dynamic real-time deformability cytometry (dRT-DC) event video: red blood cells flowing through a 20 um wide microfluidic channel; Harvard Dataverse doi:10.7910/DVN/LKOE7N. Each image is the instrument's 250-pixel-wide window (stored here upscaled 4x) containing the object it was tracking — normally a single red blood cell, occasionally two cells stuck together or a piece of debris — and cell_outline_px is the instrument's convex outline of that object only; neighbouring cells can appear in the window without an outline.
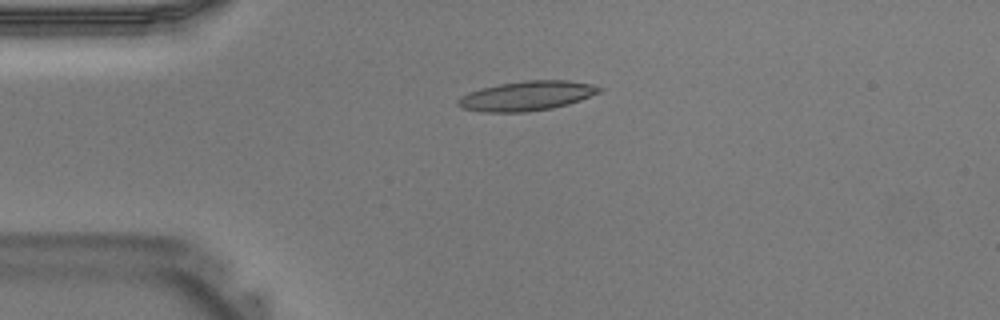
{"species": "Egyptian fruit bat (a non-hibernating species)", "species_latin": "Rousettus aegyptiacus", "temperature_condition": "warm", "stored_images_in_passage": 20, "camera_frame_rate_fps": 3000, "um_per_image_px": 0.085, "animal": {"sex": "male"}, "frame": {"image": 1, "passage_image": 9, "time_ms": 2.667, "image_size_px": [1000, 320], "cell_outline_px": [[604, 88], [600, 92], [580, 100], [568, 104], [552, 108], [524, 112], [480, 112], [460, 108], [456, 104], [456, 100], [460, 96], [468, 92], [480, 88], [500, 84], [524, 80], [568, 80], [592, 84]], "centroid_in_image_um": [44.73, 8.15], "position_along_channel_um": 40.3, "area_um2": 24.57}}
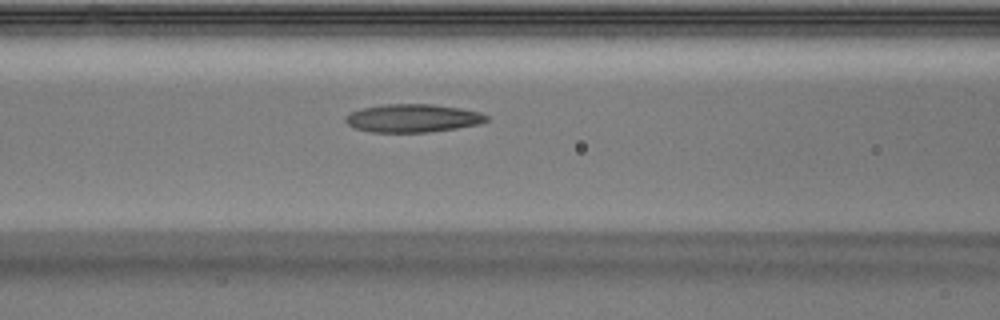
{"frame": {"image": 2, "passage_image": 16, "time_ms": 5.0, "image_size_px": [1000, 320], "cell_outline_px": [[488, 120], [476, 124], [456, 128], [428, 132], [368, 132], [352, 128], [344, 120], [344, 116], [360, 108], [384, 104], [432, 104], [460, 108], [480, 112], [488, 116]], "centroid_in_image_um": [35.02, 10.04], "position_along_channel_um": 131.6, "area_um2": 23.18}}
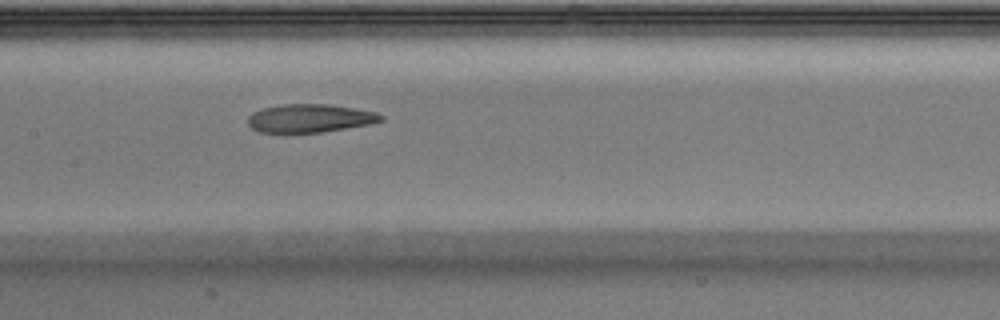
{"frame": {"image": 3, "passage_image": 19, "time_ms": 6.0, "image_size_px": [1000, 320], "cell_outline_px": [[384, 120], [368, 124], [320, 132], [284, 136], [260, 132], [252, 128], [248, 124], [248, 116], [252, 112], [264, 108], [284, 104], [328, 104], [376, 112], [384, 116]], "centroid_in_image_um": [26.25, 10.09], "position_along_channel_um": 181.1, "area_um2": 22.48}}